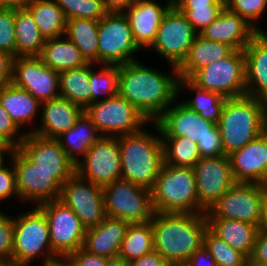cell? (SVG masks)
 <instances>
[{
    "label": "cell",
    "mask_w": 267,
    "mask_h": 266,
    "mask_svg": "<svg viewBox=\"0 0 267 266\" xmlns=\"http://www.w3.org/2000/svg\"><path fill=\"white\" fill-rule=\"evenodd\" d=\"M199 206L207 212L235 183L228 156L201 158L193 167Z\"/></svg>",
    "instance_id": "ffe728a7"
},
{
    "label": "cell",
    "mask_w": 267,
    "mask_h": 266,
    "mask_svg": "<svg viewBox=\"0 0 267 266\" xmlns=\"http://www.w3.org/2000/svg\"><path fill=\"white\" fill-rule=\"evenodd\" d=\"M228 157L235 182L259 184L267 170V129Z\"/></svg>",
    "instance_id": "44dd1931"
},
{
    "label": "cell",
    "mask_w": 267,
    "mask_h": 266,
    "mask_svg": "<svg viewBox=\"0 0 267 266\" xmlns=\"http://www.w3.org/2000/svg\"><path fill=\"white\" fill-rule=\"evenodd\" d=\"M76 164V173L82 178L104 187L121 179L120 148L117 137H102Z\"/></svg>",
    "instance_id": "ac0fdd59"
},
{
    "label": "cell",
    "mask_w": 267,
    "mask_h": 266,
    "mask_svg": "<svg viewBox=\"0 0 267 266\" xmlns=\"http://www.w3.org/2000/svg\"><path fill=\"white\" fill-rule=\"evenodd\" d=\"M246 96L267 103V34L258 32L244 49Z\"/></svg>",
    "instance_id": "603a6c76"
},
{
    "label": "cell",
    "mask_w": 267,
    "mask_h": 266,
    "mask_svg": "<svg viewBox=\"0 0 267 266\" xmlns=\"http://www.w3.org/2000/svg\"><path fill=\"white\" fill-rule=\"evenodd\" d=\"M196 35L186 16L175 6H171L163 16L156 38L149 48H154L177 70L186 58Z\"/></svg>",
    "instance_id": "4fadbf2b"
},
{
    "label": "cell",
    "mask_w": 267,
    "mask_h": 266,
    "mask_svg": "<svg viewBox=\"0 0 267 266\" xmlns=\"http://www.w3.org/2000/svg\"><path fill=\"white\" fill-rule=\"evenodd\" d=\"M164 163L175 167H191L201 159L197 143L185 137H162Z\"/></svg>",
    "instance_id": "74e56055"
},
{
    "label": "cell",
    "mask_w": 267,
    "mask_h": 266,
    "mask_svg": "<svg viewBox=\"0 0 267 266\" xmlns=\"http://www.w3.org/2000/svg\"><path fill=\"white\" fill-rule=\"evenodd\" d=\"M84 112L103 137L134 134L143 129V124L149 122L135 106L119 94L90 104Z\"/></svg>",
    "instance_id": "9c48e42d"
},
{
    "label": "cell",
    "mask_w": 267,
    "mask_h": 266,
    "mask_svg": "<svg viewBox=\"0 0 267 266\" xmlns=\"http://www.w3.org/2000/svg\"><path fill=\"white\" fill-rule=\"evenodd\" d=\"M15 168L16 189L23 201L41 204L59 199L62 186L54 179V173L40 169L18 148L10 154Z\"/></svg>",
    "instance_id": "9a60e30c"
},
{
    "label": "cell",
    "mask_w": 267,
    "mask_h": 266,
    "mask_svg": "<svg viewBox=\"0 0 267 266\" xmlns=\"http://www.w3.org/2000/svg\"><path fill=\"white\" fill-rule=\"evenodd\" d=\"M165 75L138 61L119 65L118 94L154 122L178 96V74Z\"/></svg>",
    "instance_id": "6da1fadb"
},
{
    "label": "cell",
    "mask_w": 267,
    "mask_h": 266,
    "mask_svg": "<svg viewBox=\"0 0 267 266\" xmlns=\"http://www.w3.org/2000/svg\"><path fill=\"white\" fill-rule=\"evenodd\" d=\"M151 198L157 213H206L198 204L195 172L191 167L164 163L151 189Z\"/></svg>",
    "instance_id": "5b68a950"
},
{
    "label": "cell",
    "mask_w": 267,
    "mask_h": 266,
    "mask_svg": "<svg viewBox=\"0 0 267 266\" xmlns=\"http://www.w3.org/2000/svg\"><path fill=\"white\" fill-rule=\"evenodd\" d=\"M264 196L257 183L235 182L205 213L206 218L234 219L260 228Z\"/></svg>",
    "instance_id": "8fae6325"
},
{
    "label": "cell",
    "mask_w": 267,
    "mask_h": 266,
    "mask_svg": "<svg viewBox=\"0 0 267 266\" xmlns=\"http://www.w3.org/2000/svg\"><path fill=\"white\" fill-rule=\"evenodd\" d=\"M19 128L12 121L7 111L0 104V138L13 148H18L26 132L20 135ZM19 134V135H18ZM18 136V139L15 138ZM16 139V140H15Z\"/></svg>",
    "instance_id": "bcb514c9"
},
{
    "label": "cell",
    "mask_w": 267,
    "mask_h": 266,
    "mask_svg": "<svg viewBox=\"0 0 267 266\" xmlns=\"http://www.w3.org/2000/svg\"><path fill=\"white\" fill-rule=\"evenodd\" d=\"M217 125L229 156L267 129V103L249 96L226 99Z\"/></svg>",
    "instance_id": "3957f363"
},
{
    "label": "cell",
    "mask_w": 267,
    "mask_h": 266,
    "mask_svg": "<svg viewBox=\"0 0 267 266\" xmlns=\"http://www.w3.org/2000/svg\"><path fill=\"white\" fill-rule=\"evenodd\" d=\"M42 252H46L44 261L57 256L52 251L47 218L36 206L14 218L12 261L18 266H27Z\"/></svg>",
    "instance_id": "52a82bcc"
},
{
    "label": "cell",
    "mask_w": 267,
    "mask_h": 266,
    "mask_svg": "<svg viewBox=\"0 0 267 266\" xmlns=\"http://www.w3.org/2000/svg\"><path fill=\"white\" fill-rule=\"evenodd\" d=\"M65 34L87 62L98 63V21L83 18L68 19Z\"/></svg>",
    "instance_id": "e575fe53"
},
{
    "label": "cell",
    "mask_w": 267,
    "mask_h": 266,
    "mask_svg": "<svg viewBox=\"0 0 267 266\" xmlns=\"http://www.w3.org/2000/svg\"><path fill=\"white\" fill-rule=\"evenodd\" d=\"M43 106V107H42ZM42 127L36 130L32 129L30 133H34L46 138H57L65 131L71 129L77 119L84 112V109L67 99L58 97L56 99L41 103Z\"/></svg>",
    "instance_id": "d4e9b609"
},
{
    "label": "cell",
    "mask_w": 267,
    "mask_h": 266,
    "mask_svg": "<svg viewBox=\"0 0 267 266\" xmlns=\"http://www.w3.org/2000/svg\"><path fill=\"white\" fill-rule=\"evenodd\" d=\"M18 149L40 169L54 173V179L61 186L76 172V165L55 138L27 132Z\"/></svg>",
    "instance_id": "d6986e66"
},
{
    "label": "cell",
    "mask_w": 267,
    "mask_h": 266,
    "mask_svg": "<svg viewBox=\"0 0 267 266\" xmlns=\"http://www.w3.org/2000/svg\"><path fill=\"white\" fill-rule=\"evenodd\" d=\"M153 230L150 222L129 224L118 256L130 262L154 251Z\"/></svg>",
    "instance_id": "8d00e7d4"
},
{
    "label": "cell",
    "mask_w": 267,
    "mask_h": 266,
    "mask_svg": "<svg viewBox=\"0 0 267 266\" xmlns=\"http://www.w3.org/2000/svg\"><path fill=\"white\" fill-rule=\"evenodd\" d=\"M106 215L129 224L150 222L155 213L151 190L123 179L103 187Z\"/></svg>",
    "instance_id": "8992f818"
},
{
    "label": "cell",
    "mask_w": 267,
    "mask_h": 266,
    "mask_svg": "<svg viewBox=\"0 0 267 266\" xmlns=\"http://www.w3.org/2000/svg\"><path fill=\"white\" fill-rule=\"evenodd\" d=\"M13 147H0V168L3 166V162H4V160H3V156H4V154L5 153H12V151H13Z\"/></svg>",
    "instance_id": "6125c7cd"
},
{
    "label": "cell",
    "mask_w": 267,
    "mask_h": 266,
    "mask_svg": "<svg viewBox=\"0 0 267 266\" xmlns=\"http://www.w3.org/2000/svg\"><path fill=\"white\" fill-rule=\"evenodd\" d=\"M107 266H130L129 262L120 256L108 258Z\"/></svg>",
    "instance_id": "91938a15"
},
{
    "label": "cell",
    "mask_w": 267,
    "mask_h": 266,
    "mask_svg": "<svg viewBox=\"0 0 267 266\" xmlns=\"http://www.w3.org/2000/svg\"><path fill=\"white\" fill-rule=\"evenodd\" d=\"M0 147H11V146L0 138Z\"/></svg>",
    "instance_id": "003e7915"
},
{
    "label": "cell",
    "mask_w": 267,
    "mask_h": 266,
    "mask_svg": "<svg viewBox=\"0 0 267 266\" xmlns=\"http://www.w3.org/2000/svg\"><path fill=\"white\" fill-rule=\"evenodd\" d=\"M186 87L197 92V96L194 99L187 100L182 103L196 113H199V115L204 119L218 124L227 98L223 97L219 93L201 89L194 85L189 79H179L178 94L181 92L179 90L182 88L186 89Z\"/></svg>",
    "instance_id": "d590c367"
},
{
    "label": "cell",
    "mask_w": 267,
    "mask_h": 266,
    "mask_svg": "<svg viewBox=\"0 0 267 266\" xmlns=\"http://www.w3.org/2000/svg\"><path fill=\"white\" fill-rule=\"evenodd\" d=\"M12 83L27 90L40 103L60 97L59 72L38 56L13 58Z\"/></svg>",
    "instance_id": "2e32d148"
},
{
    "label": "cell",
    "mask_w": 267,
    "mask_h": 266,
    "mask_svg": "<svg viewBox=\"0 0 267 266\" xmlns=\"http://www.w3.org/2000/svg\"><path fill=\"white\" fill-rule=\"evenodd\" d=\"M0 266H18L12 260H0Z\"/></svg>",
    "instance_id": "e7e4bbea"
},
{
    "label": "cell",
    "mask_w": 267,
    "mask_h": 266,
    "mask_svg": "<svg viewBox=\"0 0 267 266\" xmlns=\"http://www.w3.org/2000/svg\"><path fill=\"white\" fill-rule=\"evenodd\" d=\"M31 0H0L1 9H25Z\"/></svg>",
    "instance_id": "6f0895ef"
},
{
    "label": "cell",
    "mask_w": 267,
    "mask_h": 266,
    "mask_svg": "<svg viewBox=\"0 0 267 266\" xmlns=\"http://www.w3.org/2000/svg\"><path fill=\"white\" fill-rule=\"evenodd\" d=\"M251 262L267 264V230L261 229L257 235L253 252L249 257Z\"/></svg>",
    "instance_id": "f907efd6"
},
{
    "label": "cell",
    "mask_w": 267,
    "mask_h": 266,
    "mask_svg": "<svg viewBox=\"0 0 267 266\" xmlns=\"http://www.w3.org/2000/svg\"><path fill=\"white\" fill-rule=\"evenodd\" d=\"M12 60L11 55L0 51V88L12 82Z\"/></svg>",
    "instance_id": "f5cc1de1"
},
{
    "label": "cell",
    "mask_w": 267,
    "mask_h": 266,
    "mask_svg": "<svg viewBox=\"0 0 267 266\" xmlns=\"http://www.w3.org/2000/svg\"><path fill=\"white\" fill-rule=\"evenodd\" d=\"M129 264L130 266H170L162 255L155 251L136 260L130 261Z\"/></svg>",
    "instance_id": "db71d44e"
},
{
    "label": "cell",
    "mask_w": 267,
    "mask_h": 266,
    "mask_svg": "<svg viewBox=\"0 0 267 266\" xmlns=\"http://www.w3.org/2000/svg\"><path fill=\"white\" fill-rule=\"evenodd\" d=\"M208 229L248 258L253 252L260 228L257 225L224 218H207Z\"/></svg>",
    "instance_id": "4316f807"
},
{
    "label": "cell",
    "mask_w": 267,
    "mask_h": 266,
    "mask_svg": "<svg viewBox=\"0 0 267 266\" xmlns=\"http://www.w3.org/2000/svg\"><path fill=\"white\" fill-rule=\"evenodd\" d=\"M0 212V260H12L14 218Z\"/></svg>",
    "instance_id": "f6af8a7d"
},
{
    "label": "cell",
    "mask_w": 267,
    "mask_h": 266,
    "mask_svg": "<svg viewBox=\"0 0 267 266\" xmlns=\"http://www.w3.org/2000/svg\"><path fill=\"white\" fill-rule=\"evenodd\" d=\"M45 41L31 13L15 10V57L39 56Z\"/></svg>",
    "instance_id": "1f68e13d"
},
{
    "label": "cell",
    "mask_w": 267,
    "mask_h": 266,
    "mask_svg": "<svg viewBox=\"0 0 267 266\" xmlns=\"http://www.w3.org/2000/svg\"><path fill=\"white\" fill-rule=\"evenodd\" d=\"M224 8L225 6H207L201 8L177 9L186 16L194 31L197 34H200L207 26L219 17Z\"/></svg>",
    "instance_id": "7bdbcfd3"
},
{
    "label": "cell",
    "mask_w": 267,
    "mask_h": 266,
    "mask_svg": "<svg viewBox=\"0 0 267 266\" xmlns=\"http://www.w3.org/2000/svg\"><path fill=\"white\" fill-rule=\"evenodd\" d=\"M128 225L107 216L99 225L86 230L83 249L106 258L118 256Z\"/></svg>",
    "instance_id": "484cf974"
},
{
    "label": "cell",
    "mask_w": 267,
    "mask_h": 266,
    "mask_svg": "<svg viewBox=\"0 0 267 266\" xmlns=\"http://www.w3.org/2000/svg\"><path fill=\"white\" fill-rule=\"evenodd\" d=\"M72 266H107L108 258L94 255L83 248L68 255Z\"/></svg>",
    "instance_id": "c3c4849f"
},
{
    "label": "cell",
    "mask_w": 267,
    "mask_h": 266,
    "mask_svg": "<svg viewBox=\"0 0 267 266\" xmlns=\"http://www.w3.org/2000/svg\"><path fill=\"white\" fill-rule=\"evenodd\" d=\"M145 129L117 136L120 148L121 179L151 190L164 164L162 137Z\"/></svg>",
    "instance_id": "277c9868"
},
{
    "label": "cell",
    "mask_w": 267,
    "mask_h": 266,
    "mask_svg": "<svg viewBox=\"0 0 267 266\" xmlns=\"http://www.w3.org/2000/svg\"><path fill=\"white\" fill-rule=\"evenodd\" d=\"M189 80L197 87L227 99L246 96L244 50H234L228 57L201 68Z\"/></svg>",
    "instance_id": "ba28073f"
},
{
    "label": "cell",
    "mask_w": 267,
    "mask_h": 266,
    "mask_svg": "<svg viewBox=\"0 0 267 266\" xmlns=\"http://www.w3.org/2000/svg\"><path fill=\"white\" fill-rule=\"evenodd\" d=\"M26 9L45 40L65 35L67 19L55 0H31Z\"/></svg>",
    "instance_id": "d6a6232c"
},
{
    "label": "cell",
    "mask_w": 267,
    "mask_h": 266,
    "mask_svg": "<svg viewBox=\"0 0 267 266\" xmlns=\"http://www.w3.org/2000/svg\"><path fill=\"white\" fill-rule=\"evenodd\" d=\"M197 145L200 158L225 156L221 138H206Z\"/></svg>",
    "instance_id": "681fc988"
},
{
    "label": "cell",
    "mask_w": 267,
    "mask_h": 266,
    "mask_svg": "<svg viewBox=\"0 0 267 266\" xmlns=\"http://www.w3.org/2000/svg\"><path fill=\"white\" fill-rule=\"evenodd\" d=\"M246 266H267V264H261V263L251 262L248 259V262H247V265Z\"/></svg>",
    "instance_id": "03108f58"
},
{
    "label": "cell",
    "mask_w": 267,
    "mask_h": 266,
    "mask_svg": "<svg viewBox=\"0 0 267 266\" xmlns=\"http://www.w3.org/2000/svg\"><path fill=\"white\" fill-rule=\"evenodd\" d=\"M59 200L79 217L86 230L96 227L107 217L103 187L82 178L76 172L62 186Z\"/></svg>",
    "instance_id": "5bb4252c"
},
{
    "label": "cell",
    "mask_w": 267,
    "mask_h": 266,
    "mask_svg": "<svg viewBox=\"0 0 267 266\" xmlns=\"http://www.w3.org/2000/svg\"><path fill=\"white\" fill-rule=\"evenodd\" d=\"M154 124L162 137H185L197 144L206 138H221L217 124L204 119L182 102L169 106Z\"/></svg>",
    "instance_id": "e0dca14e"
},
{
    "label": "cell",
    "mask_w": 267,
    "mask_h": 266,
    "mask_svg": "<svg viewBox=\"0 0 267 266\" xmlns=\"http://www.w3.org/2000/svg\"><path fill=\"white\" fill-rule=\"evenodd\" d=\"M0 51L15 58V10L0 8Z\"/></svg>",
    "instance_id": "ee69618b"
},
{
    "label": "cell",
    "mask_w": 267,
    "mask_h": 266,
    "mask_svg": "<svg viewBox=\"0 0 267 266\" xmlns=\"http://www.w3.org/2000/svg\"><path fill=\"white\" fill-rule=\"evenodd\" d=\"M176 8H201L207 6H225L224 0H178Z\"/></svg>",
    "instance_id": "11a10c76"
},
{
    "label": "cell",
    "mask_w": 267,
    "mask_h": 266,
    "mask_svg": "<svg viewBox=\"0 0 267 266\" xmlns=\"http://www.w3.org/2000/svg\"><path fill=\"white\" fill-rule=\"evenodd\" d=\"M102 137L91 119L83 112L75 125L56 139L68 158L76 165L80 160L75 153L85 157L88 150Z\"/></svg>",
    "instance_id": "f1b7e54d"
},
{
    "label": "cell",
    "mask_w": 267,
    "mask_h": 266,
    "mask_svg": "<svg viewBox=\"0 0 267 266\" xmlns=\"http://www.w3.org/2000/svg\"><path fill=\"white\" fill-rule=\"evenodd\" d=\"M66 19L83 18L99 21L108 14L104 0H55Z\"/></svg>",
    "instance_id": "60d3db41"
},
{
    "label": "cell",
    "mask_w": 267,
    "mask_h": 266,
    "mask_svg": "<svg viewBox=\"0 0 267 266\" xmlns=\"http://www.w3.org/2000/svg\"><path fill=\"white\" fill-rule=\"evenodd\" d=\"M258 31L244 18L227 8L220 13L200 35L231 46L234 50H244Z\"/></svg>",
    "instance_id": "7402d4cb"
},
{
    "label": "cell",
    "mask_w": 267,
    "mask_h": 266,
    "mask_svg": "<svg viewBox=\"0 0 267 266\" xmlns=\"http://www.w3.org/2000/svg\"><path fill=\"white\" fill-rule=\"evenodd\" d=\"M204 247L213 255L217 266H246L248 257L239 250L215 236L207 229L204 236Z\"/></svg>",
    "instance_id": "ab89813d"
},
{
    "label": "cell",
    "mask_w": 267,
    "mask_h": 266,
    "mask_svg": "<svg viewBox=\"0 0 267 266\" xmlns=\"http://www.w3.org/2000/svg\"><path fill=\"white\" fill-rule=\"evenodd\" d=\"M209 260V261H208ZM184 266H217L213 255L204 247L197 249Z\"/></svg>",
    "instance_id": "816d5d0a"
},
{
    "label": "cell",
    "mask_w": 267,
    "mask_h": 266,
    "mask_svg": "<svg viewBox=\"0 0 267 266\" xmlns=\"http://www.w3.org/2000/svg\"><path fill=\"white\" fill-rule=\"evenodd\" d=\"M92 64L94 63H90L91 104L101 101L99 97L102 94L107 95L103 100L118 95L119 65L103 64V68L95 73Z\"/></svg>",
    "instance_id": "f35d334b"
},
{
    "label": "cell",
    "mask_w": 267,
    "mask_h": 266,
    "mask_svg": "<svg viewBox=\"0 0 267 266\" xmlns=\"http://www.w3.org/2000/svg\"><path fill=\"white\" fill-rule=\"evenodd\" d=\"M47 218L52 251L68 256L83 248L86 229L79 217L59 199L37 205Z\"/></svg>",
    "instance_id": "7c38bea8"
},
{
    "label": "cell",
    "mask_w": 267,
    "mask_h": 266,
    "mask_svg": "<svg viewBox=\"0 0 267 266\" xmlns=\"http://www.w3.org/2000/svg\"><path fill=\"white\" fill-rule=\"evenodd\" d=\"M260 228L267 230V195L264 196L263 200L262 222Z\"/></svg>",
    "instance_id": "94428289"
},
{
    "label": "cell",
    "mask_w": 267,
    "mask_h": 266,
    "mask_svg": "<svg viewBox=\"0 0 267 266\" xmlns=\"http://www.w3.org/2000/svg\"><path fill=\"white\" fill-rule=\"evenodd\" d=\"M139 50L124 13H108L98 21V63L123 65L137 61L132 55Z\"/></svg>",
    "instance_id": "30bf717a"
},
{
    "label": "cell",
    "mask_w": 267,
    "mask_h": 266,
    "mask_svg": "<svg viewBox=\"0 0 267 266\" xmlns=\"http://www.w3.org/2000/svg\"><path fill=\"white\" fill-rule=\"evenodd\" d=\"M225 8L244 18L258 32H263L254 21H257L267 8V0H225Z\"/></svg>",
    "instance_id": "b9f144b4"
},
{
    "label": "cell",
    "mask_w": 267,
    "mask_h": 266,
    "mask_svg": "<svg viewBox=\"0 0 267 266\" xmlns=\"http://www.w3.org/2000/svg\"><path fill=\"white\" fill-rule=\"evenodd\" d=\"M154 251L170 266H184L193 253L204 245L208 229L205 213H157L151 220Z\"/></svg>",
    "instance_id": "7a4b0ae2"
},
{
    "label": "cell",
    "mask_w": 267,
    "mask_h": 266,
    "mask_svg": "<svg viewBox=\"0 0 267 266\" xmlns=\"http://www.w3.org/2000/svg\"><path fill=\"white\" fill-rule=\"evenodd\" d=\"M42 265L43 266H72L68 256H58V255L53 258L47 259L45 261L43 260Z\"/></svg>",
    "instance_id": "680465c9"
},
{
    "label": "cell",
    "mask_w": 267,
    "mask_h": 266,
    "mask_svg": "<svg viewBox=\"0 0 267 266\" xmlns=\"http://www.w3.org/2000/svg\"><path fill=\"white\" fill-rule=\"evenodd\" d=\"M259 185L262 188L264 194L267 195V170Z\"/></svg>",
    "instance_id": "be15d7a7"
},
{
    "label": "cell",
    "mask_w": 267,
    "mask_h": 266,
    "mask_svg": "<svg viewBox=\"0 0 267 266\" xmlns=\"http://www.w3.org/2000/svg\"><path fill=\"white\" fill-rule=\"evenodd\" d=\"M38 57L45 65L58 72L88 63L76 45L67 37L64 40L61 37L46 40Z\"/></svg>",
    "instance_id": "4dcf8cb0"
},
{
    "label": "cell",
    "mask_w": 267,
    "mask_h": 266,
    "mask_svg": "<svg viewBox=\"0 0 267 266\" xmlns=\"http://www.w3.org/2000/svg\"><path fill=\"white\" fill-rule=\"evenodd\" d=\"M234 49L224 43L207 40L197 34L186 58L177 67L179 79H189L196 71L228 57Z\"/></svg>",
    "instance_id": "83f0119b"
},
{
    "label": "cell",
    "mask_w": 267,
    "mask_h": 266,
    "mask_svg": "<svg viewBox=\"0 0 267 266\" xmlns=\"http://www.w3.org/2000/svg\"><path fill=\"white\" fill-rule=\"evenodd\" d=\"M178 0H167L172 6L177 2Z\"/></svg>",
    "instance_id": "a7ac6f4b"
},
{
    "label": "cell",
    "mask_w": 267,
    "mask_h": 266,
    "mask_svg": "<svg viewBox=\"0 0 267 266\" xmlns=\"http://www.w3.org/2000/svg\"><path fill=\"white\" fill-rule=\"evenodd\" d=\"M0 104L19 129L34 120L41 106L27 90L15 86L12 82L0 88Z\"/></svg>",
    "instance_id": "f546056e"
},
{
    "label": "cell",
    "mask_w": 267,
    "mask_h": 266,
    "mask_svg": "<svg viewBox=\"0 0 267 266\" xmlns=\"http://www.w3.org/2000/svg\"><path fill=\"white\" fill-rule=\"evenodd\" d=\"M12 168L5 167L0 168V200L3 201L13 195L18 197L16 189L15 168L12 162Z\"/></svg>",
    "instance_id": "7dc6e473"
},
{
    "label": "cell",
    "mask_w": 267,
    "mask_h": 266,
    "mask_svg": "<svg viewBox=\"0 0 267 266\" xmlns=\"http://www.w3.org/2000/svg\"><path fill=\"white\" fill-rule=\"evenodd\" d=\"M139 0H104L108 13H124L129 7Z\"/></svg>",
    "instance_id": "9f6ffc18"
},
{
    "label": "cell",
    "mask_w": 267,
    "mask_h": 266,
    "mask_svg": "<svg viewBox=\"0 0 267 266\" xmlns=\"http://www.w3.org/2000/svg\"><path fill=\"white\" fill-rule=\"evenodd\" d=\"M171 6L169 2L161 7L151 0H139L124 11L130 23L134 41L140 49L153 44L161 20Z\"/></svg>",
    "instance_id": "cb8c5ba5"
},
{
    "label": "cell",
    "mask_w": 267,
    "mask_h": 266,
    "mask_svg": "<svg viewBox=\"0 0 267 266\" xmlns=\"http://www.w3.org/2000/svg\"><path fill=\"white\" fill-rule=\"evenodd\" d=\"M60 97L85 109L91 104L90 62L59 72Z\"/></svg>",
    "instance_id": "836d02e7"
}]
</instances>
